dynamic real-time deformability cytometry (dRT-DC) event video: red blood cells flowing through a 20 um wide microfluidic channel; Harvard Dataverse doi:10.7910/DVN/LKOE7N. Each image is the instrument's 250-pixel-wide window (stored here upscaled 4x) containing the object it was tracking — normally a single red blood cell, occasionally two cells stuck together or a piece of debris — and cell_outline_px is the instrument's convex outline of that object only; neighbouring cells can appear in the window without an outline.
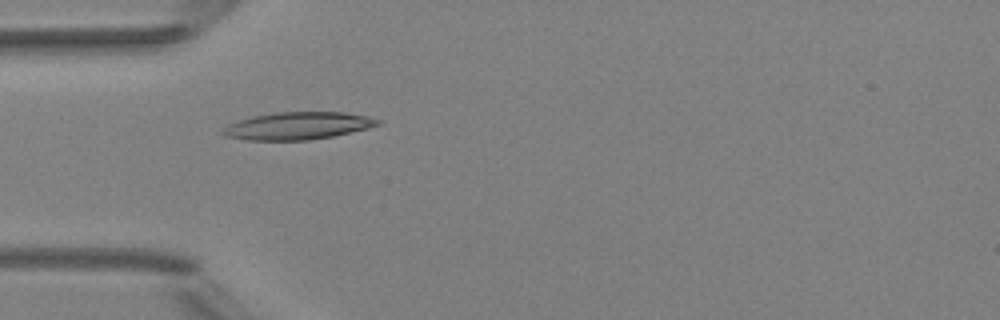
{"species": "Egyptian fruit bat (a non-hibernating species)", "species_latin": "Rousettus aegyptiacus", "temperature_condition": "room temperature", "stored_images_in_passage": 5, "camera_frame_rate_fps": 3000, "um_per_image_px": 0.085, "animal": {"sex": "female"}, "frame": {"image": 1, "passage_image": 5, "time_ms": 4.667, "image_size_px": [1000, 320], "cell_outline_px": [[380, 124], [368, 128], [332, 136], [308, 140], [248, 140], [224, 136], [220, 132], [220, 128], [228, 124], [252, 116], [276, 112], [344, 112], [368, 116], [380, 120]], "centroid_in_image_um": [25.26, 10.69], "position_along_channel_um": 59.7, "area_um2": 24.8}}